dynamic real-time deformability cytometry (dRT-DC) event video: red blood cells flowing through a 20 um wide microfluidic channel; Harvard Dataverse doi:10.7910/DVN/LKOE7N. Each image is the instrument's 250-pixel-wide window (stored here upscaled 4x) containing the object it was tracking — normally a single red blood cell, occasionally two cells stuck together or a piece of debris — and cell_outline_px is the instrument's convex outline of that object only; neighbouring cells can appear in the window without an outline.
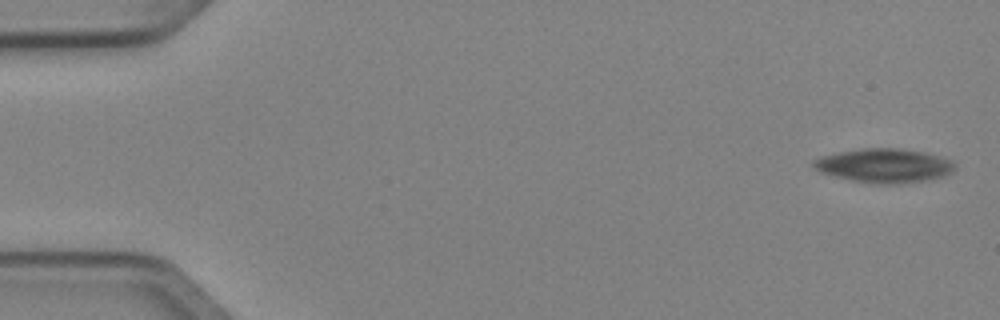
{"species": "Egyptian fruit bat (a non-hibernating species)", "species_latin": "Rousettus aegyptiacus", "temperature_condition": "cold", "stored_images_in_passage": 55, "camera_frame_rate_fps": 3000, "um_per_image_px": 0.085, "animal": {"sex": "female"}, "frame": {"image": 1, "passage_image": 1, "time_ms": 0.0, "image_size_px": [1000, 320], "cell_outline_px": [[956, 168], [952, 172], [944, 176], [924, 180], [896, 184], [876, 184], [852, 180], [832, 176], [820, 172], [812, 164], [812, 160], [820, 156], [840, 152], [864, 148], [900, 148], [920, 152], [952, 160], [956, 164]], "centroid_in_image_um": [75.14, 14.08], "position_along_channel_um": 9.9, "area_um2": 27.86}}
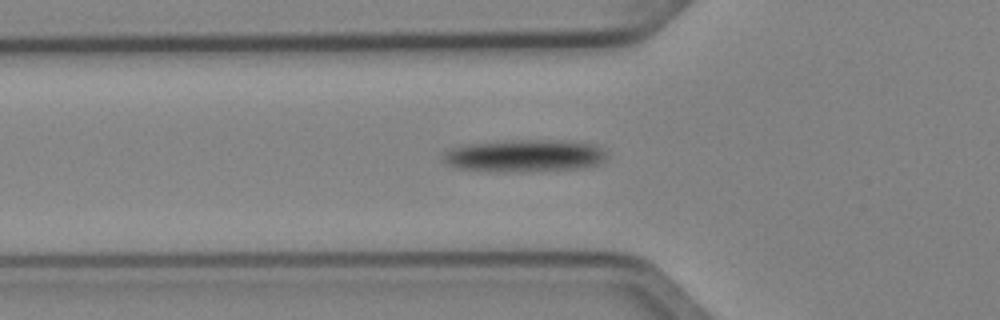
{"frame": {"image": 2, "passage_image": 19, "time_ms": 6.0, "image_size_px": [1000, 320], "cell_outline_px": [[608, 156], [604, 164], [584, 168], [528, 172], [492, 172], [456, 168], [444, 164], [440, 160], [440, 152], [448, 148], [464, 144], [508, 140], [564, 140], [596, 144], [604, 148], [608, 152]], "centroid_in_image_um": [44.57, 13.25], "position_along_channel_um": 81.2, "area_um2": 32.48}}
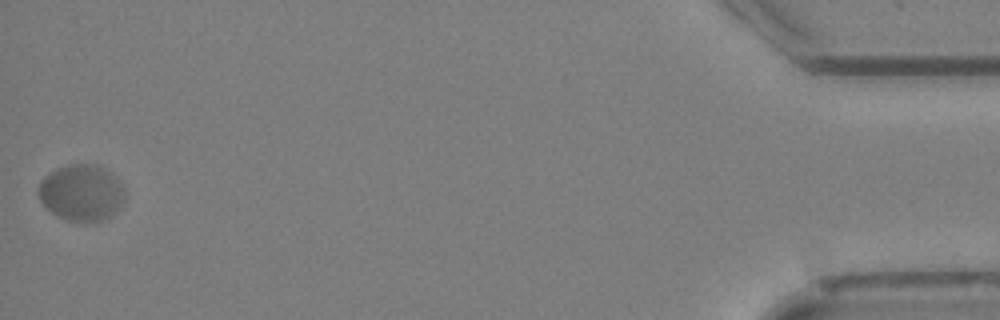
{"frame": {"image": 3, "passage_image": 55, "time_ms": 18.0, "image_size_px": [1000, 320], "cell_outline_px": [[124, 200], [104, 220], [68, 220], [52, 212], [40, 200], [36, 192], [40, 180], [44, 176], [56, 168], [68, 164], [96, 164], [112, 172], [116, 176], [124, 188]], "centroid_in_image_um": [6.89, 16.32], "position_along_channel_um": 428.3, "area_um2": 28.09}}